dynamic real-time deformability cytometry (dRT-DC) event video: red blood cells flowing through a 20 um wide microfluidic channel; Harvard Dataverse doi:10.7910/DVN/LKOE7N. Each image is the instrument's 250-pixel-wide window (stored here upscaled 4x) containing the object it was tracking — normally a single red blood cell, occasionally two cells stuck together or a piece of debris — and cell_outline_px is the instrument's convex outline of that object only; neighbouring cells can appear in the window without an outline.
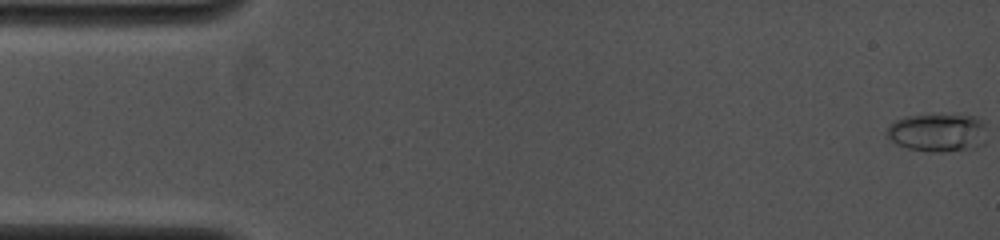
{"species": "common noctule bat (a hibernating species)", "species_latin": "Nyctalus noctula", "temperature_condition": "cold", "stored_images_in_passage": 55, "camera_frame_rate_fps": 4000, "um_per_image_px": 0.085, "animal": {"sex": "female", "body_mass_g": 19.0, "forearm_length_mm": 53.3}, "frame": {"image": 1, "passage_image": 1, "time_ms": 0.0, "image_size_px": [1000, 240], "cell_outline_px": [[984, 144], [976, 148], [944, 152], [932, 152], [908, 148], [896, 144], [884, 132], [888, 124], [896, 120], [908, 116], [976, 116], [984, 120]], "centroid_in_image_um": [79.69, 11.29], "position_along_channel_um": 5.3, "area_um2": 22.14}}
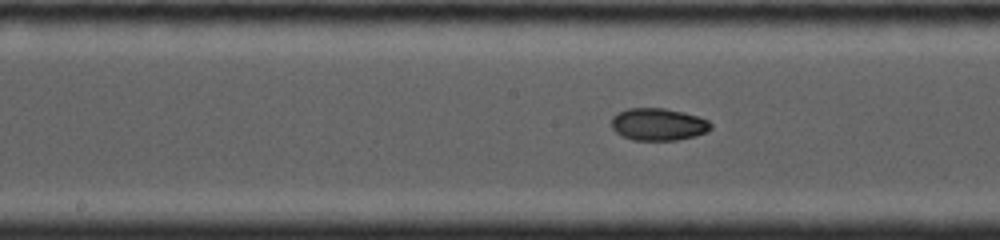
{"frame": {"image": 2, "passage_image": 22, "time_ms": 7.75, "image_size_px": [1000, 240], "cell_outline_px": [[712, 128], [708, 132], [696, 136], [676, 140], [632, 140], [616, 132], [612, 128], [612, 116], [616, 112], [628, 108], [664, 108], [684, 112], [708, 120], [712, 124]], "centroid_in_image_um": [55.96, 10.56], "position_along_channel_um": 192.2, "area_um2": 18.84}}
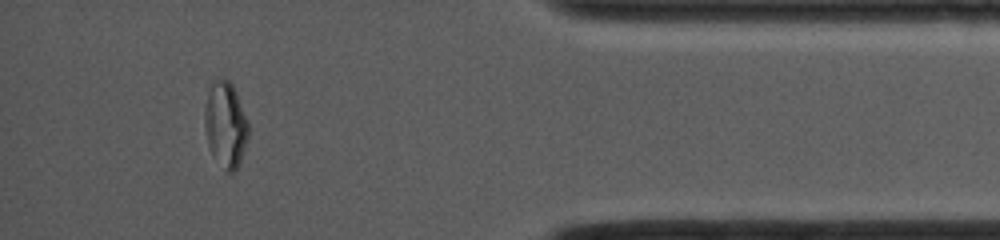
{"frame": {"image": 3, "passage_image": 47, "time_ms": 13.75, "image_size_px": [1000, 240], "cell_outline_px": [[248, 136], [240, 164], [232, 172], [224, 172], [212, 156], [208, 144], [204, 124], [204, 112], [208, 92], [212, 84], [220, 76], [228, 80], [232, 84], [236, 92], [248, 120]], "centroid_in_image_um": [19.17, 10.62], "position_along_channel_um": 416.0, "area_um2": 22.02}, "authors_computed_cell_mechanics": {"area_um2": 19.3052, "velocity_mm_per_s": 4.1836, "shape_relaxation_time_tau1_ms": 6.6251, "shape_relaxation_time_tau2_ms": 1.7271, "deformation_change_tau1": 0.1848, "deformation_change_tau2": 0.0416}}